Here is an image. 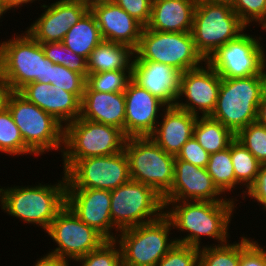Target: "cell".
Instances as JSON below:
<instances>
[{"label": "cell", "mask_w": 266, "mask_h": 266, "mask_svg": "<svg viewBox=\"0 0 266 266\" xmlns=\"http://www.w3.org/2000/svg\"><path fill=\"white\" fill-rule=\"evenodd\" d=\"M202 245L199 249V266H239L240 241Z\"/></svg>", "instance_id": "obj_32"}, {"label": "cell", "mask_w": 266, "mask_h": 266, "mask_svg": "<svg viewBox=\"0 0 266 266\" xmlns=\"http://www.w3.org/2000/svg\"><path fill=\"white\" fill-rule=\"evenodd\" d=\"M212 3L228 4L233 5L235 0H204Z\"/></svg>", "instance_id": "obj_49"}, {"label": "cell", "mask_w": 266, "mask_h": 266, "mask_svg": "<svg viewBox=\"0 0 266 266\" xmlns=\"http://www.w3.org/2000/svg\"><path fill=\"white\" fill-rule=\"evenodd\" d=\"M259 124L266 127V90L262 96L261 102L257 110V120Z\"/></svg>", "instance_id": "obj_46"}, {"label": "cell", "mask_w": 266, "mask_h": 266, "mask_svg": "<svg viewBox=\"0 0 266 266\" xmlns=\"http://www.w3.org/2000/svg\"><path fill=\"white\" fill-rule=\"evenodd\" d=\"M239 266H266V249L251 237L242 235Z\"/></svg>", "instance_id": "obj_40"}, {"label": "cell", "mask_w": 266, "mask_h": 266, "mask_svg": "<svg viewBox=\"0 0 266 266\" xmlns=\"http://www.w3.org/2000/svg\"><path fill=\"white\" fill-rule=\"evenodd\" d=\"M230 155L235 172V187H237L236 185L246 186L241 193L244 200L246 192L257 180L262 165L236 139L230 143Z\"/></svg>", "instance_id": "obj_29"}, {"label": "cell", "mask_w": 266, "mask_h": 266, "mask_svg": "<svg viewBox=\"0 0 266 266\" xmlns=\"http://www.w3.org/2000/svg\"><path fill=\"white\" fill-rule=\"evenodd\" d=\"M0 152L11 157L12 155L14 157L33 154L26 147L20 130L7 107L0 112Z\"/></svg>", "instance_id": "obj_31"}, {"label": "cell", "mask_w": 266, "mask_h": 266, "mask_svg": "<svg viewBox=\"0 0 266 266\" xmlns=\"http://www.w3.org/2000/svg\"><path fill=\"white\" fill-rule=\"evenodd\" d=\"M193 136L209 154L228 148L235 139V134L229 128L210 116L197 118Z\"/></svg>", "instance_id": "obj_28"}, {"label": "cell", "mask_w": 266, "mask_h": 266, "mask_svg": "<svg viewBox=\"0 0 266 266\" xmlns=\"http://www.w3.org/2000/svg\"><path fill=\"white\" fill-rule=\"evenodd\" d=\"M66 205L82 222L94 228L106 240L117 239L120 231L112 223L109 190L66 189ZM114 229L117 232L113 234Z\"/></svg>", "instance_id": "obj_16"}, {"label": "cell", "mask_w": 266, "mask_h": 266, "mask_svg": "<svg viewBox=\"0 0 266 266\" xmlns=\"http://www.w3.org/2000/svg\"><path fill=\"white\" fill-rule=\"evenodd\" d=\"M103 41L94 15L89 10L81 20L71 26L62 43L73 53L88 60L90 53Z\"/></svg>", "instance_id": "obj_27"}, {"label": "cell", "mask_w": 266, "mask_h": 266, "mask_svg": "<svg viewBox=\"0 0 266 266\" xmlns=\"http://www.w3.org/2000/svg\"><path fill=\"white\" fill-rule=\"evenodd\" d=\"M66 189H101L112 191L130 180L125 151L109 156L76 160L65 172Z\"/></svg>", "instance_id": "obj_12"}, {"label": "cell", "mask_w": 266, "mask_h": 266, "mask_svg": "<svg viewBox=\"0 0 266 266\" xmlns=\"http://www.w3.org/2000/svg\"><path fill=\"white\" fill-rule=\"evenodd\" d=\"M250 199L257 201L261 209L266 210V165H262L255 183L246 192Z\"/></svg>", "instance_id": "obj_43"}, {"label": "cell", "mask_w": 266, "mask_h": 266, "mask_svg": "<svg viewBox=\"0 0 266 266\" xmlns=\"http://www.w3.org/2000/svg\"><path fill=\"white\" fill-rule=\"evenodd\" d=\"M124 95L125 135L127 137L150 136L159 121L157 118L161 116L160 110H164L167 106L132 80L128 82Z\"/></svg>", "instance_id": "obj_19"}, {"label": "cell", "mask_w": 266, "mask_h": 266, "mask_svg": "<svg viewBox=\"0 0 266 266\" xmlns=\"http://www.w3.org/2000/svg\"><path fill=\"white\" fill-rule=\"evenodd\" d=\"M113 2L146 27L150 20L152 0H113Z\"/></svg>", "instance_id": "obj_42"}, {"label": "cell", "mask_w": 266, "mask_h": 266, "mask_svg": "<svg viewBox=\"0 0 266 266\" xmlns=\"http://www.w3.org/2000/svg\"><path fill=\"white\" fill-rule=\"evenodd\" d=\"M131 80V71H106L88 74L86 84L97 92H124Z\"/></svg>", "instance_id": "obj_35"}, {"label": "cell", "mask_w": 266, "mask_h": 266, "mask_svg": "<svg viewBox=\"0 0 266 266\" xmlns=\"http://www.w3.org/2000/svg\"><path fill=\"white\" fill-rule=\"evenodd\" d=\"M125 113L124 92H97L85 85L79 118L116 127L125 134Z\"/></svg>", "instance_id": "obj_24"}, {"label": "cell", "mask_w": 266, "mask_h": 266, "mask_svg": "<svg viewBox=\"0 0 266 266\" xmlns=\"http://www.w3.org/2000/svg\"><path fill=\"white\" fill-rule=\"evenodd\" d=\"M94 15L103 40L121 43L135 50L144 26L119 5L111 2L97 4L90 9Z\"/></svg>", "instance_id": "obj_21"}, {"label": "cell", "mask_w": 266, "mask_h": 266, "mask_svg": "<svg viewBox=\"0 0 266 266\" xmlns=\"http://www.w3.org/2000/svg\"><path fill=\"white\" fill-rule=\"evenodd\" d=\"M235 201L237 200L234 197L216 202L163 201L164 214L171 220L173 229L186 233L179 239L175 237L176 243L200 249L203 247L201 238H204L201 236L212 238L218 241L219 245L227 243L229 224L237 205Z\"/></svg>", "instance_id": "obj_1"}, {"label": "cell", "mask_w": 266, "mask_h": 266, "mask_svg": "<svg viewBox=\"0 0 266 266\" xmlns=\"http://www.w3.org/2000/svg\"><path fill=\"white\" fill-rule=\"evenodd\" d=\"M259 40L262 41L261 36L254 37L243 32L219 47L206 62L221 78L266 75V51Z\"/></svg>", "instance_id": "obj_13"}, {"label": "cell", "mask_w": 266, "mask_h": 266, "mask_svg": "<svg viewBox=\"0 0 266 266\" xmlns=\"http://www.w3.org/2000/svg\"><path fill=\"white\" fill-rule=\"evenodd\" d=\"M8 10L6 9V7L3 4V1L0 0V18L1 16L3 17V14H5Z\"/></svg>", "instance_id": "obj_50"}, {"label": "cell", "mask_w": 266, "mask_h": 266, "mask_svg": "<svg viewBox=\"0 0 266 266\" xmlns=\"http://www.w3.org/2000/svg\"><path fill=\"white\" fill-rule=\"evenodd\" d=\"M124 151L131 180L149 185L162 197L171 189L175 156L166 153L149 136L128 137Z\"/></svg>", "instance_id": "obj_10"}, {"label": "cell", "mask_w": 266, "mask_h": 266, "mask_svg": "<svg viewBox=\"0 0 266 266\" xmlns=\"http://www.w3.org/2000/svg\"><path fill=\"white\" fill-rule=\"evenodd\" d=\"M76 261L80 266H122L123 264L121 248L115 240H106L98 249Z\"/></svg>", "instance_id": "obj_36"}, {"label": "cell", "mask_w": 266, "mask_h": 266, "mask_svg": "<svg viewBox=\"0 0 266 266\" xmlns=\"http://www.w3.org/2000/svg\"><path fill=\"white\" fill-rule=\"evenodd\" d=\"M135 61H155L172 66L181 73L203 65L206 60L197 51L191 32H163L143 28Z\"/></svg>", "instance_id": "obj_8"}, {"label": "cell", "mask_w": 266, "mask_h": 266, "mask_svg": "<svg viewBox=\"0 0 266 266\" xmlns=\"http://www.w3.org/2000/svg\"><path fill=\"white\" fill-rule=\"evenodd\" d=\"M235 139L261 163L266 165V127L257 121L240 129Z\"/></svg>", "instance_id": "obj_34"}, {"label": "cell", "mask_w": 266, "mask_h": 266, "mask_svg": "<svg viewBox=\"0 0 266 266\" xmlns=\"http://www.w3.org/2000/svg\"><path fill=\"white\" fill-rule=\"evenodd\" d=\"M41 7L44 12L26 30L38 43L62 42L71 26L89 11L80 0H57Z\"/></svg>", "instance_id": "obj_17"}, {"label": "cell", "mask_w": 266, "mask_h": 266, "mask_svg": "<svg viewBox=\"0 0 266 266\" xmlns=\"http://www.w3.org/2000/svg\"><path fill=\"white\" fill-rule=\"evenodd\" d=\"M57 247L49 253L66 260H76L98 249L106 239L94 228L82 222L65 205L46 230Z\"/></svg>", "instance_id": "obj_14"}, {"label": "cell", "mask_w": 266, "mask_h": 266, "mask_svg": "<svg viewBox=\"0 0 266 266\" xmlns=\"http://www.w3.org/2000/svg\"><path fill=\"white\" fill-rule=\"evenodd\" d=\"M39 259V260H38ZM33 266H69V260L60 258L51 253H47L42 258H38Z\"/></svg>", "instance_id": "obj_44"}, {"label": "cell", "mask_w": 266, "mask_h": 266, "mask_svg": "<svg viewBox=\"0 0 266 266\" xmlns=\"http://www.w3.org/2000/svg\"><path fill=\"white\" fill-rule=\"evenodd\" d=\"M232 9L246 26L255 22L265 31L266 0H235Z\"/></svg>", "instance_id": "obj_38"}, {"label": "cell", "mask_w": 266, "mask_h": 266, "mask_svg": "<svg viewBox=\"0 0 266 266\" xmlns=\"http://www.w3.org/2000/svg\"><path fill=\"white\" fill-rule=\"evenodd\" d=\"M181 72L155 61L132 60L131 80L166 106H175L180 93Z\"/></svg>", "instance_id": "obj_20"}, {"label": "cell", "mask_w": 266, "mask_h": 266, "mask_svg": "<svg viewBox=\"0 0 266 266\" xmlns=\"http://www.w3.org/2000/svg\"><path fill=\"white\" fill-rule=\"evenodd\" d=\"M154 132L149 136L166 153L177 156L193 136L197 116L176 106H167L161 113Z\"/></svg>", "instance_id": "obj_23"}, {"label": "cell", "mask_w": 266, "mask_h": 266, "mask_svg": "<svg viewBox=\"0 0 266 266\" xmlns=\"http://www.w3.org/2000/svg\"><path fill=\"white\" fill-rule=\"evenodd\" d=\"M110 215L119 230L159 219L165 210L163 198L149 185L129 180L110 191Z\"/></svg>", "instance_id": "obj_11"}, {"label": "cell", "mask_w": 266, "mask_h": 266, "mask_svg": "<svg viewBox=\"0 0 266 266\" xmlns=\"http://www.w3.org/2000/svg\"><path fill=\"white\" fill-rule=\"evenodd\" d=\"M45 57L53 64H59L83 75L88 76L87 60L66 48L62 42L41 43Z\"/></svg>", "instance_id": "obj_33"}, {"label": "cell", "mask_w": 266, "mask_h": 266, "mask_svg": "<svg viewBox=\"0 0 266 266\" xmlns=\"http://www.w3.org/2000/svg\"><path fill=\"white\" fill-rule=\"evenodd\" d=\"M134 50L124 44L103 40L90 53L88 74L106 71H131Z\"/></svg>", "instance_id": "obj_26"}, {"label": "cell", "mask_w": 266, "mask_h": 266, "mask_svg": "<svg viewBox=\"0 0 266 266\" xmlns=\"http://www.w3.org/2000/svg\"><path fill=\"white\" fill-rule=\"evenodd\" d=\"M210 154L206 152L199 142L192 136L181 148L175 159H180L199 167L206 168Z\"/></svg>", "instance_id": "obj_41"}, {"label": "cell", "mask_w": 266, "mask_h": 266, "mask_svg": "<svg viewBox=\"0 0 266 266\" xmlns=\"http://www.w3.org/2000/svg\"><path fill=\"white\" fill-rule=\"evenodd\" d=\"M2 1H3L4 6L6 7V9L9 11L13 8L19 9V8H21V5L23 6V4H30L36 0H2Z\"/></svg>", "instance_id": "obj_47"}, {"label": "cell", "mask_w": 266, "mask_h": 266, "mask_svg": "<svg viewBox=\"0 0 266 266\" xmlns=\"http://www.w3.org/2000/svg\"><path fill=\"white\" fill-rule=\"evenodd\" d=\"M11 92L10 86L0 75V112L7 107V100Z\"/></svg>", "instance_id": "obj_45"}, {"label": "cell", "mask_w": 266, "mask_h": 266, "mask_svg": "<svg viewBox=\"0 0 266 266\" xmlns=\"http://www.w3.org/2000/svg\"><path fill=\"white\" fill-rule=\"evenodd\" d=\"M80 1L90 9L94 5L111 2L113 0H80Z\"/></svg>", "instance_id": "obj_48"}, {"label": "cell", "mask_w": 266, "mask_h": 266, "mask_svg": "<svg viewBox=\"0 0 266 266\" xmlns=\"http://www.w3.org/2000/svg\"><path fill=\"white\" fill-rule=\"evenodd\" d=\"M206 169L213 183L224 195H226V192H233L232 190L235 188V172L230 155V144L228 148L210 154Z\"/></svg>", "instance_id": "obj_30"}, {"label": "cell", "mask_w": 266, "mask_h": 266, "mask_svg": "<svg viewBox=\"0 0 266 266\" xmlns=\"http://www.w3.org/2000/svg\"><path fill=\"white\" fill-rule=\"evenodd\" d=\"M127 136L116 127L77 118L64 127L61 154L65 172L76 160L109 156L124 150Z\"/></svg>", "instance_id": "obj_5"}, {"label": "cell", "mask_w": 266, "mask_h": 266, "mask_svg": "<svg viewBox=\"0 0 266 266\" xmlns=\"http://www.w3.org/2000/svg\"><path fill=\"white\" fill-rule=\"evenodd\" d=\"M52 87L75 94L82 100L86 85V78L76 71L69 70L59 64H53Z\"/></svg>", "instance_id": "obj_37"}, {"label": "cell", "mask_w": 266, "mask_h": 266, "mask_svg": "<svg viewBox=\"0 0 266 266\" xmlns=\"http://www.w3.org/2000/svg\"><path fill=\"white\" fill-rule=\"evenodd\" d=\"M0 42V75L12 91L30 82L52 84L53 63L45 57L41 43L26 31Z\"/></svg>", "instance_id": "obj_3"}, {"label": "cell", "mask_w": 266, "mask_h": 266, "mask_svg": "<svg viewBox=\"0 0 266 266\" xmlns=\"http://www.w3.org/2000/svg\"><path fill=\"white\" fill-rule=\"evenodd\" d=\"M197 0H152L146 28L163 32H191Z\"/></svg>", "instance_id": "obj_25"}, {"label": "cell", "mask_w": 266, "mask_h": 266, "mask_svg": "<svg viewBox=\"0 0 266 266\" xmlns=\"http://www.w3.org/2000/svg\"><path fill=\"white\" fill-rule=\"evenodd\" d=\"M204 66L201 65L181 74L180 93L175 105L197 117L200 113L202 117L211 116L217 104L221 85V77L218 73L207 62ZM181 97H185L186 100Z\"/></svg>", "instance_id": "obj_15"}, {"label": "cell", "mask_w": 266, "mask_h": 266, "mask_svg": "<svg viewBox=\"0 0 266 266\" xmlns=\"http://www.w3.org/2000/svg\"><path fill=\"white\" fill-rule=\"evenodd\" d=\"M18 92L29 102L52 115L64 127L80 117L81 100L75 94L55 90L51 84L30 82Z\"/></svg>", "instance_id": "obj_22"}, {"label": "cell", "mask_w": 266, "mask_h": 266, "mask_svg": "<svg viewBox=\"0 0 266 266\" xmlns=\"http://www.w3.org/2000/svg\"><path fill=\"white\" fill-rule=\"evenodd\" d=\"M266 90V75L221 78L217 104L211 118L234 134L257 120V110Z\"/></svg>", "instance_id": "obj_4"}, {"label": "cell", "mask_w": 266, "mask_h": 266, "mask_svg": "<svg viewBox=\"0 0 266 266\" xmlns=\"http://www.w3.org/2000/svg\"><path fill=\"white\" fill-rule=\"evenodd\" d=\"M206 168L175 159L174 179L163 201H226ZM220 196V197H219Z\"/></svg>", "instance_id": "obj_18"}, {"label": "cell", "mask_w": 266, "mask_h": 266, "mask_svg": "<svg viewBox=\"0 0 266 266\" xmlns=\"http://www.w3.org/2000/svg\"><path fill=\"white\" fill-rule=\"evenodd\" d=\"M155 266H199V248L176 243Z\"/></svg>", "instance_id": "obj_39"}, {"label": "cell", "mask_w": 266, "mask_h": 266, "mask_svg": "<svg viewBox=\"0 0 266 266\" xmlns=\"http://www.w3.org/2000/svg\"><path fill=\"white\" fill-rule=\"evenodd\" d=\"M57 184L0 188V206L7 214L46 231L57 213L66 205L65 174Z\"/></svg>", "instance_id": "obj_2"}, {"label": "cell", "mask_w": 266, "mask_h": 266, "mask_svg": "<svg viewBox=\"0 0 266 266\" xmlns=\"http://www.w3.org/2000/svg\"><path fill=\"white\" fill-rule=\"evenodd\" d=\"M171 230L172 222L165 214L152 222L121 230L115 241L121 248L122 265L155 266L176 244L175 238H169Z\"/></svg>", "instance_id": "obj_9"}, {"label": "cell", "mask_w": 266, "mask_h": 266, "mask_svg": "<svg viewBox=\"0 0 266 266\" xmlns=\"http://www.w3.org/2000/svg\"><path fill=\"white\" fill-rule=\"evenodd\" d=\"M15 124L26 147L35 156L50 150L62 153L64 147V126L52 115L29 102L18 91H12L7 100Z\"/></svg>", "instance_id": "obj_6"}, {"label": "cell", "mask_w": 266, "mask_h": 266, "mask_svg": "<svg viewBox=\"0 0 266 266\" xmlns=\"http://www.w3.org/2000/svg\"><path fill=\"white\" fill-rule=\"evenodd\" d=\"M247 27L231 5L197 0L191 34L197 51L205 60Z\"/></svg>", "instance_id": "obj_7"}]
</instances>
